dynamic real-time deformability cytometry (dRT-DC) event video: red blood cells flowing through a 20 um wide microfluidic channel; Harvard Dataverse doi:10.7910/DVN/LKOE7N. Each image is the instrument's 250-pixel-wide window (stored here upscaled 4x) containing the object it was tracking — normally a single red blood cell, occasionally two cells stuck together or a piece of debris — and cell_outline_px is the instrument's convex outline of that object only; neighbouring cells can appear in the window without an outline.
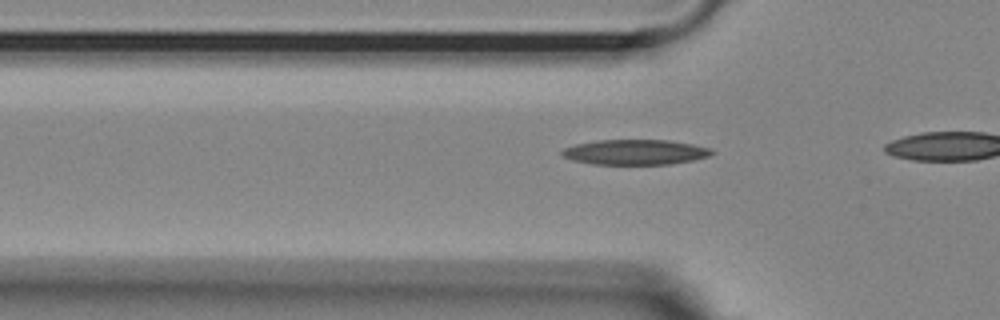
{"species": "Egyptian fruit bat (a non-hibernating species)", "species_latin": "Rousettus aegyptiacus", "temperature_condition": "room temperature", "stored_images_in_passage": 13, "camera_frame_rate_fps": 3000, "um_per_image_px": 0.085, "animal": {"sex": "female"}, "frame": {"image": 1, "passage_image": 11, "time_ms": 3.333, "image_size_px": [1000, 320], "cell_outline_px": [[716, 152], [708, 156], [692, 160], [668, 164], [592, 164], [572, 160], [564, 156], [560, 152], [564, 148], [576, 144], [596, 140], [668, 140], [692, 144], [712, 148]], "centroid_in_image_um": [54.0, 12.92], "position_along_channel_um": 71.8, "area_um2": 21.91}}